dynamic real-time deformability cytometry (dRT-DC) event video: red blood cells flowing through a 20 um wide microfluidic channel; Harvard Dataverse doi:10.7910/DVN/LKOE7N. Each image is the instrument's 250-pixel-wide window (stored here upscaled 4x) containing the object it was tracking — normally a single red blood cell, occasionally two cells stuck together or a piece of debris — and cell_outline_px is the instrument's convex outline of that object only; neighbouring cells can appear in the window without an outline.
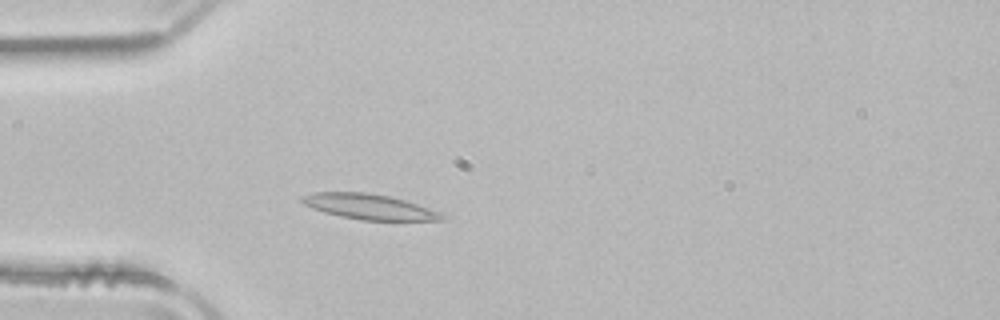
{"species": "common noctule bat (a hibernating species)", "species_latin": "Nyctalus noctula", "temperature_condition": "room temperature", "stored_images_in_passage": 34, "camera_frame_rate_fps": 3000, "um_per_image_px": 0.085, "animal": {"sex": "male", "body_mass_g": 21.5, "forearm_length_mm": 52.0}, "frame": {"image": 1, "passage_image": 6, "time_ms": 1.667, "image_size_px": [1000, 320], "cell_outline_px": [[444, 220], [360, 220], [340, 216], [324, 212], [312, 208], [304, 204], [300, 200], [300, 196], [316, 192], [364, 192], [388, 196], [404, 200], [440, 212], [444, 216]], "centroid_in_image_um": [31.33, 17.57], "position_along_channel_um": 53.7, "area_um2": 20.4}}
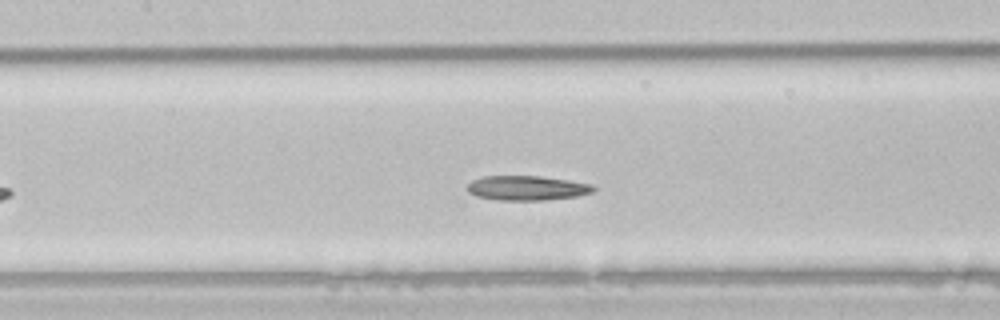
{"frame": {"image": 2, "passage_image": 15, "time_ms": 4.667, "image_size_px": [1000, 320], "cell_outline_px": [[596, 188], [592, 192], [576, 196], [544, 200], [496, 200], [476, 196], [468, 192], [468, 184], [472, 180], [484, 176], [540, 176], [592, 184]], "centroid_in_image_um": [44.76, 15.98], "position_along_channel_um": 162.6, "area_um2": 17.98}}
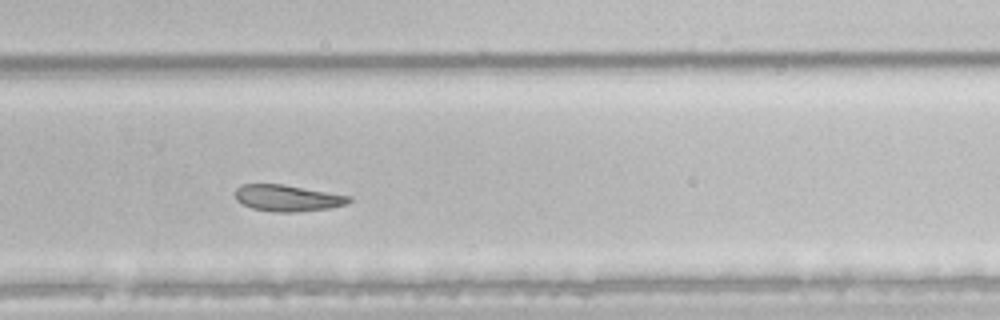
{"frame": {"image": 3, "passage_image": 26, "time_ms": 8.333, "image_size_px": [1000, 320], "cell_outline_px": [[352, 200], [348, 204], [328, 208], [296, 212], [276, 212], [252, 208], [236, 200], [236, 188], [240, 184], [280, 184], [352, 196]], "centroid_in_image_um": [24.45, 16.83], "position_along_channel_um": 305.3, "area_um2": 17.4}, "authors_computed_cell_mechanics": {"area_um2": 18.207, "velocity_mm_per_s": 3.9176, "shape_relaxation_time_tau1_ms": null, "shape_relaxation_time_tau2_ms": 5.4423, "deformation_change_tau1": null, "deformation_change_tau2": 0.1183}}